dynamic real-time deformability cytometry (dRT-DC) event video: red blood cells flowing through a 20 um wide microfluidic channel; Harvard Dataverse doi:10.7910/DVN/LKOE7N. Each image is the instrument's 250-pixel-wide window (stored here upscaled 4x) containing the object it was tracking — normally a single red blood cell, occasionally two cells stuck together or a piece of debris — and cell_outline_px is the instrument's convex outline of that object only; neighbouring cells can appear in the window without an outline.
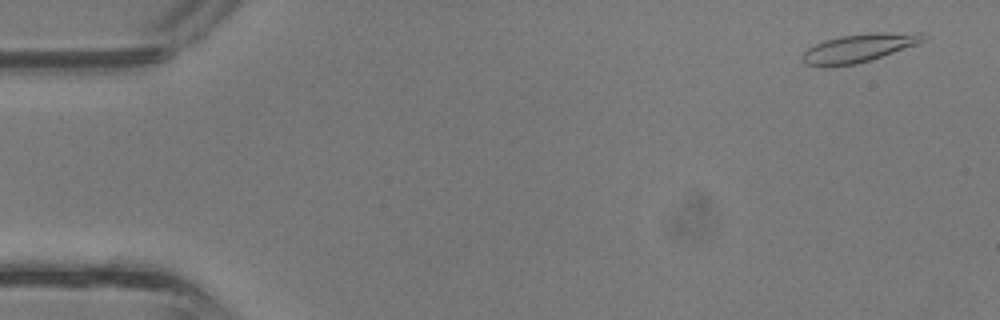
{"species": "common noctule bat (a hibernating species)", "species_latin": "Nyctalus noctula", "temperature_condition": "room temperature", "stored_images_in_passage": 37, "camera_frame_rate_fps": 3000, "um_per_image_px": 0.085, "animal": {"sex": "male", "body_mass_g": 13.3}, "frame": {"image": 1, "passage_image": 1, "time_ms": 0.0, "image_size_px": [1000, 320], "cell_outline_px": [[928, 36], [924, 40], [916, 44], [856, 64], [824, 68], [804, 64], [800, 56], [808, 48], [824, 40], [840, 36], [876, 32], [920, 32]], "centroid_in_image_um": [72.94, 4.08], "position_along_channel_um": 12.1, "area_um2": 20.0}}
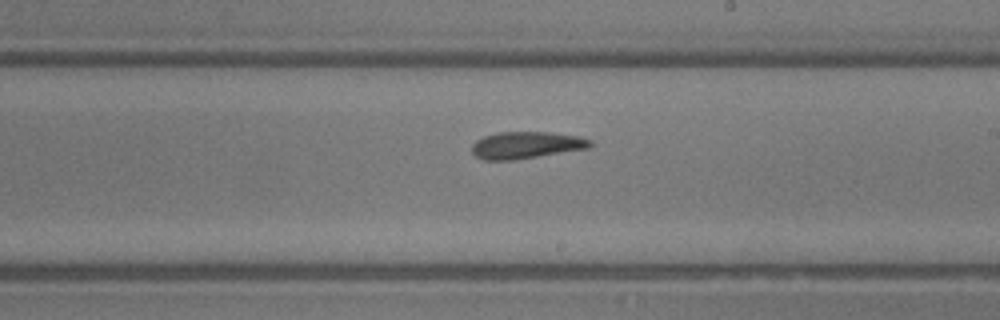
{"frame": {"image": 2, "passage_image": 21, "time_ms": 6.667, "image_size_px": [1000, 320], "cell_outline_px": [[592, 144], [588, 148], [512, 160], [484, 160], [476, 156], [472, 152], [472, 144], [476, 140], [484, 136], [500, 132], [548, 132], [576, 136], [592, 140]], "centroid_in_image_um": [44.69, 12.33], "position_along_channel_um": 244.3, "area_um2": 18.32}}
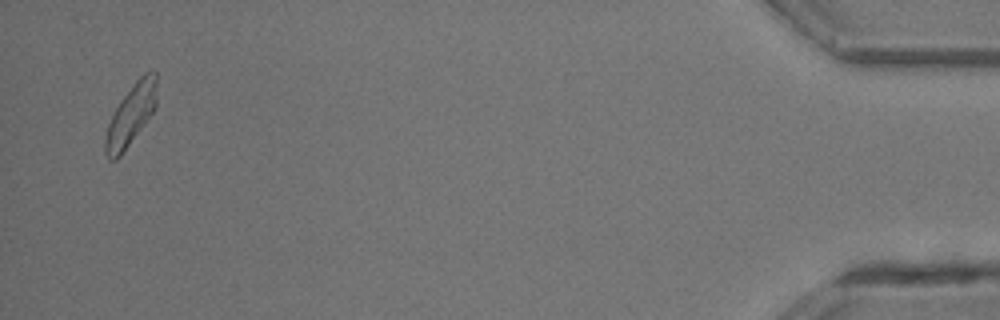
{"frame": {"image": 3, "passage_image": 36, "time_ms": 11.667, "image_size_px": [1000, 320], "cell_outline_px": [[156, 108], [120, 156], [116, 160], [108, 160], [104, 152], [104, 136], [108, 124], [120, 100], [136, 80], [144, 72], [152, 68], [156, 72]], "centroid_in_image_um": [11.12, 9.76], "position_along_channel_um": 424.1, "area_um2": 18.32}}